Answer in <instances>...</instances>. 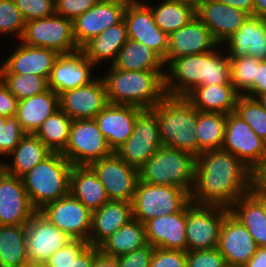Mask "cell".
Wrapping results in <instances>:
<instances>
[{"label": "cell", "mask_w": 266, "mask_h": 267, "mask_svg": "<svg viewBox=\"0 0 266 267\" xmlns=\"http://www.w3.org/2000/svg\"><path fill=\"white\" fill-rule=\"evenodd\" d=\"M252 181L253 171L232 153L223 149L202 152L196 157L191 201L230 209L250 192Z\"/></svg>", "instance_id": "cell-1"}, {"label": "cell", "mask_w": 266, "mask_h": 267, "mask_svg": "<svg viewBox=\"0 0 266 267\" xmlns=\"http://www.w3.org/2000/svg\"><path fill=\"white\" fill-rule=\"evenodd\" d=\"M108 72L102 79L110 104L129 105L148 110L167 95L166 71H124L111 66Z\"/></svg>", "instance_id": "cell-2"}, {"label": "cell", "mask_w": 266, "mask_h": 267, "mask_svg": "<svg viewBox=\"0 0 266 267\" xmlns=\"http://www.w3.org/2000/svg\"><path fill=\"white\" fill-rule=\"evenodd\" d=\"M151 110L156 114L163 145L198 157L197 109L185 97L166 95Z\"/></svg>", "instance_id": "cell-3"}, {"label": "cell", "mask_w": 266, "mask_h": 267, "mask_svg": "<svg viewBox=\"0 0 266 267\" xmlns=\"http://www.w3.org/2000/svg\"><path fill=\"white\" fill-rule=\"evenodd\" d=\"M72 164L59 152H52L21 177L29 201L36 210L70 193Z\"/></svg>", "instance_id": "cell-4"}, {"label": "cell", "mask_w": 266, "mask_h": 267, "mask_svg": "<svg viewBox=\"0 0 266 267\" xmlns=\"http://www.w3.org/2000/svg\"><path fill=\"white\" fill-rule=\"evenodd\" d=\"M196 157L162 145L139 169V179L152 185L175 186L190 195L195 183Z\"/></svg>", "instance_id": "cell-5"}, {"label": "cell", "mask_w": 266, "mask_h": 267, "mask_svg": "<svg viewBox=\"0 0 266 267\" xmlns=\"http://www.w3.org/2000/svg\"><path fill=\"white\" fill-rule=\"evenodd\" d=\"M190 201L191 195L183 189L152 185L139 179L132 201L133 219L144 224L150 219L177 213Z\"/></svg>", "instance_id": "cell-6"}, {"label": "cell", "mask_w": 266, "mask_h": 267, "mask_svg": "<svg viewBox=\"0 0 266 267\" xmlns=\"http://www.w3.org/2000/svg\"><path fill=\"white\" fill-rule=\"evenodd\" d=\"M20 40L30 46L55 50L60 55L80 50L73 35V21L57 14L27 21Z\"/></svg>", "instance_id": "cell-7"}, {"label": "cell", "mask_w": 266, "mask_h": 267, "mask_svg": "<svg viewBox=\"0 0 266 267\" xmlns=\"http://www.w3.org/2000/svg\"><path fill=\"white\" fill-rule=\"evenodd\" d=\"M229 209L219 206L186 205L187 251L218 248L220 230Z\"/></svg>", "instance_id": "cell-8"}, {"label": "cell", "mask_w": 266, "mask_h": 267, "mask_svg": "<svg viewBox=\"0 0 266 267\" xmlns=\"http://www.w3.org/2000/svg\"><path fill=\"white\" fill-rule=\"evenodd\" d=\"M112 153L95 119L72 120L69 141L61 153L72 165H90Z\"/></svg>", "instance_id": "cell-9"}, {"label": "cell", "mask_w": 266, "mask_h": 267, "mask_svg": "<svg viewBox=\"0 0 266 267\" xmlns=\"http://www.w3.org/2000/svg\"><path fill=\"white\" fill-rule=\"evenodd\" d=\"M215 49L196 55L174 58L165 73V90L168 96L186 97L198 86H205L208 81L210 61L218 54Z\"/></svg>", "instance_id": "cell-10"}, {"label": "cell", "mask_w": 266, "mask_h": 267, "mask_svg": "<svg viewBox=\"0 0 266 267\" xmlns=\"http://www.w3.org/2000/svg\"><path fill=\"white\" fill-rule=\"evenodd\" d=\"M162 145L156 114L148 109L138 115L132 134L115 153L139 170Z\"/></svg>", "instance_id": "cell-11"}, {"label": "cell", "mask_w": 266, "mask_h": 267, "mask_svg": "<svg viewBox=\"0 0 266 267\" xmlns=\"http://www.w3.org/2000/svg\"><path fill=\"white\" fill-rule=\"evenodd\" d=\"M222 149L254 171L266 159V142L235 112L227 114Z\"/></svg>", "instance_id": "cell-12"}, {"label": "cell", "mask_w": 266, "mask_h": 267, "mask_svg": "<svg viewBox=\"0 0 266 267\" xmlns=\"http://www.w3.org/2000/svg\"><path fill=\"white\" fill-rule=\"evenodd\" d=\"M105 188L110 200L134 199L139 170L128 165L115 152L89 165Z\"/></svg>", "instance_id": "cell-13"}, {"label": "cell", "mask_w": 266, "mask_h": 267, "mask_svg": "<svg viewBox=\"0 0 266 267\" xmlns=\"http://www.w3.org/2000/svg\"><path fill=\"white\" fill-rule=\"evenodd\" d=\"M38 211L72 239L88 242L92 212L71 193L45 204Z\"/></svg>", "instance_id": "cell-14"}, {"label": "cell", "mask_w": 266, "mask_h": 267, "mask_svg": "<svg viewBox=\"0 0 266 267\" xmlns=\"http://www.w3.org/2000/svg\"><path fill=\"white\" fill-rule=\"evenodd\" d=\"M25 233L29 261L44 264L52 254L72 240L38 210L25 224Z\"/></svg>", "instance_id": "cell-15"}, {"label": "cell", "mask_w": 266, "mask_h": 267, "mask_svg": "<svg viewBox=\"0 0 266 267\" xmlns=\"http://www.w3.org/2000/svg\"><path fill=\"white\" fill-rule=\"evenodd\" d=\"M128 38L146 45L157 53L167 64L168 38L154 22L151 9L139 1L128 4L124 12Z\"/></svg>", "instance_id": "cell-16"}, {"label": "cell", "mask_w": 266, "mask_h": 267, "mask_svg": "<svg viewBox=\"0 0 266 267\" xmlns=\"http://www.w3.org/2000/svg\"><path fill=\"white\" fill-rule=\"evenodd\" d=\"M108 104L102 78L59 94V108L72 120L94 119Z\"/></svg>", "instance_id": "cell-17"}, {"label": "cell", "mask_w": 266, "mask_h": 267, "mask_svg": "<svg viewBox=\"0 0 266 267\" xmlns=\"http://www.w3.org/2000/svg\"><path fill=\"white\" fill-rule=\"evenodd\" d=\"M126 4L117 1L98 0L82 15L73 20V35L79 48L107 28L124 19Z\"/></svg>", "instance_id": "cell-18"}, {"label": "cell", "mask_w": 266, "mask_h": 267, "mask_svg": "<svg viewBox=\"0 0 266 267\" xmlns=\"http://www.w3.org/2000/svg\"><path fill=\"white\" fill-rule=\"evenodd\" d=\"M257 247L247 228L228 212L221 226L218 244L227 267H243Z\"/></svg>", "instance_id": "cell-19"}, {"label": "cell", "mask_w": 266, "mask_h": 267, "mask_svg": "<svg viewBox=\"0 0 266 267\" xmlns=\"http://www.w3.org/2000/svg\"><path fill=\"white\" fill-rule=\"evenodd\" d=\"M36 211L22 179L5 171L0 176V225H25Z\"/></svg>", "instance_id": "cell-20"}, {"label": "cell", "mask_w": 266, "mask_h": 267, "mask_svg": "<svg viewBox=\"0 0 266 267\" xmlns=\"http://www.w3.org/2000/svg\"><path fill=\"white\" fill-rule=\"evenodd\" d=\"M195 16L210 30L221 46L249 17L244 11L215 0H202L195 8Z\"/></svg>", "instance_id": "cell-21"}, {"label": "cell", "mask_w": 266, "mask_h": 267, "mask_svg": "<svg viewBox=\"0 0 266 267\" xmlns=\"http://www.w3.org/2000/svg\"><path fill=\"white\" fill-rule=\"evenodd\" d=\"M95 66L79 50L71 54H61L55 61L48 87L56 94L89 84L92 79L91 71Z\"/></svg>", "instance_id": "cell-22"}, {"label": "cell", "mask_w": 266, "mask_h": 267, "mask_svg": "<svg viewBox=\"0 0 266 267\" xmlns=\"http://www.w3.org/2000/svg\"><path fill=\"white\" fill-rule=\"evenodd\" d=\"M217 46L220 45L210 30L195 16L188 24L169 35L167 64L174 58L207 53Z\"/></svg>", "instance_id": "cell-23"}, {"label": "cell", "mask_w": 266, "mask_h": 267, "mask_svg": "<svg viewBox=\"0 0 266 267\" xmlns=\"http://www.w3.org/2000/svg\"><path fill=\"white\" fill-rule=\"evenodd\" d=\"M60 54L52 49L34 47L21 42L0 66V74H35L50 77L53 65Z\"/></svg>", "instance_id": "cell-24"}, {"label": "cell", "mask_w": 266, "mask_h": 267, "mask_svg": "<svg viewBox=\"0 0 266 267\" xmlns=\"http://www.w3.org/2000/svg\"><path fill=\"white\" fill-rule=\"evenodd\" d=\"M143 110L129 105L108 104L94 118L110 149L115 152L133 132L138 115Z\"/></svg>", "instance_id": "cell-25"}, {"label": "cell", "mask_w": 266, "mask_h": 267, "mask_svg": "<svg viewBox=\"0 0 266 267\" xmlns=\"http://www.w3.org/2000/svg\"><path fill=\"white\" fill-rule=\"evenodd\" d=\"M148 243L154 248L187 251L186 206L179 212L144 223Z\"/></svg>", "instance_id": "cell-26"}, {"label": "cell", "mask_w": 266, "mask_h": 267, "mask_svg": "<svg viewBox=\"0 0 266 267\" xmlns=\"http://www.w3.org/2000/svg\"><path fill=\"white\" fill-rule=\"evenodd\" d=\"M229 59H238L245 56H252L261 60L266 59V20L249 16L229 39Z\"/></svg>", "instance_id": "cell-27"}, {"label": "cell", "mask_w": 266, "mask_h": 267, "mask_svg": "<svg viewBox=\"0 0 266 267\" xmlns=\"http://www.w3.org/2000/svg\"><path fill=\"white\" fill-rule=\"evenodd\" d=\"M133 219L132 203L110 200L91 214L88 243L98 247L116 230Z\"/></svg>", "instance_id": "cell-28"}, {"label": "cell", "mask_w": 266, "mask_h": 267, "mask_svg": "<svg viewBox=\"0 0 266 267\" xmlns=\"http://www.w3.org/2000/svg\"><path fill=\"white\" fill-rule=\"evenodd\" d=\"M59 109V95L50 88L18 101L16 118L26 134H35L42 123Z\"/></svg>", "instance_id": "cell-29"}, {"label": "cell", "mask_w": 266, "mask_h": 267, "mask_svg": "<svg viewBox=\"0 0 266 267\" xmlns=\"http://www.w3.org/2000/svg\"><path fill=\"white\" fill-rule=\"evenodd\" d=\"M240 94L233 84L198 86L185 98L201 112L229 114L235 112Z\"/></svg>", "instance_id": "cell-30"}, {"label": "cell", "mask_w": 266, "mask_h": 267, "mask_svg": "<svg viewBox=\"0 0 266 267\" xmlns=\"http://www.w3.org/2000/svg\"><path fill=\"white\" fill-rule=\"evenodd\" d=\"M70 193L91 212L110 201L105 188L89 165H72Z\"/></svg>", "instance_id": "cell-31"}, {"label": "cell", "mask_w": 266, "mask_h": 267, "mask_svg": "<svg viewBox=\"0 0 266 267\" xmlns=\"http://www.w3.org/2000/svg\"><path fill=\"white\" fill-rule=\"evenodd\" d=\"M128 31L125 20L104 30L99 35L85 43L80 51L94 65L104 60L115 61L119 50L128 41Z\"/></svg>", "instance_id": "cell-32"}, {"label": "cell", "mask_w": 266, "mask_h": 267, "mask_svg": "<svg viewBox=\"0 0 266 267\" xmlns=\"http://www.w3.org/2000/svg\"><path fill=\"white\" fill-rule=\"evenodd\" d=\"M229 212L247 228L258 247H266V211L251 191L240 197Z\"/></svg>", "instance_id": "cell-33"}, {"label": "cell", "mask_w": 266, "mask_h": 267, "mask_svg": "<svg viewBox=\"0 0 266 267\" xmlns=\"http://www.w3.org/2000/svg\"><path fill=\"white\" fill-rule=\"evenodd\" d=\"M111 66L124 71L163 70L164 60L142 43L128 39Z\"/></svg>", "instance_id": "cell-34"}, {"label": "cell", "mask_w": 266, "mask_h": 267, "mask_svg": "<svg viewBox=\"0 0 266 267\" xmlns=\"http://www.w3.org/2000/svg\"><path fill=\"white\" fill-rule=\"evenodd\" d=\"M148 244L145 225L135 219L116 230L98 249L102 254L118 257Z\"/></svg>", "instance_id": "cell-35"}, {"label": "cell", "mask_w": 266, "mask_h": 267, "mask_svg": "<svg viewBox=\"0 0 266 267\" xmlns=\"http://www.w3.org/2000/svg\"><path fill=\"white\" fill-rule=\"evenodd\" d=\"M51 153L35 134H26L10 154L13 161L11 165L5 164V171L21 178Z\"/></svg>", "instance_id": "cell-36"}, {"label": "cell", "mask_w": 266, "mask_h": 267, "mask_svg": "<svg viewBox=\"0 0 266 267\" xmlns=\"http://www.w3.org/2000/svg\"><path fill=\"white\" fill-rule=\"evenodd\" d=\"M25 225H0V267H19L29 261Z\"/></svg>", "instance_id": "cell-37"}, {"label": "cell", "mask_w": 266, "mask_h": 267, "mask_svg": "<svg viewBox=\"0 0 266 267\" xmlns=\"http://www.w3.org/2000/svg\"><path fill=\"white\" fill-rule=\"evenodd\" d=\"M226 121L227 114L197 110L195 133L198 142V156L202 152L222 149Z\"/></svg>", "instance_id": "cell-38"}, {"label": "cell", "mask_w": 266, "mask_h": 267, "mask_svg": "<svg viewBox=\"0 0 266 267\" xmlns=\"http://www.w3.org/2000/svg\"><path fill=\"white\" fill-rule=\"evenodd\" d=\"M156 8L147 5L156 25L168 36L188 24L195 17V8L175 0H164Z\"/></svg>", "instance_id": "cell-39"}, {"label": "cell", "mask_w": 266, "mask_h": 267, "mask_svg": "<svg viewBox=\"0 0 266 267\" xmlns=\"http://www.w3.org/2000/svg\"><path fill=\"white\" fill-rule=\"evenodd\" d=\"M72 119L60 108L49 116L35 135L52 151L62 153L69 141Z\"/></svg>", "instance_id": "cell-40"}, {"label": "cell", "mask_w": 266, "mask_h": 267, "mask_svg": "<svg viewBox=\"0 0 266 267\" xmlns=\"http://www.w3.org/2000/svg\"><path fill=\"white\" fill-rule=\"evenodd\" d=\"M0 79L19 101L49 89L48 80L35 74H0Z\"/></svg>", "instance_id": "cell-41"}, {"label": "cell", "mask_w": 266, "mask_h": 267, "mask_svg": "<svg viewBox=\"0 0 266 267\" xmlns=\"http://www.w3.org/2000/svg\"><path fill=\"white\" fill-rule=\"evenodd\" d=\"M235 113L241 117L266 142V110L256 98L240 95Z\"/></svg>", "instance_id": "cell-42"}, {"label": "cell", "mask_w": 266, "mask_h": 267, "mask_svg": "<svg viewBox=\"0 0 266 267\" xmlns=\"http://www.w3.org/2000/svg\"><path fill=\"white\" fill-rule=\"evenodd\" d=\"M231 61V83L240 95H246L251 90L254 78H256L257 65L261 59L245 56Z\"/></svg>", "instance_id": "cell-43"}, {"label": "cell", "mask_w": 266, "mask_h": 267, "mask_svg": "<svg viewBox=\"0 0 266 267\" xmlns=\"http://www.w3.org/2000/svg\"><path fill=\"white\" fill-rule=\"evenodd\" d=\"M26 21L14 0H0V34H15L21 39Z\"/></svg>", "instance_id": "cell-44"}, {"label": "cell", "mask_w": 266, "mask_h": 267, "mask_svg": "<svg viewBox=\"0 0 266 267\" xmlns=\"http://www.w3.org/2000/svg\"><path fill=\"white\" fill-rule=\"evenodd\" d=\"M89 245L87 241L72 239L52 254L45 265L46 267H68Z\"/></svg>", "instance_id": "cell-45"}, {"label": "cell", "mask_w": 266, "mask_h": 267, "mask_svg": "<svg viewBox=\"0 0 266 267\" xmlns=\"http://www.w3.org/2000/svg\"><path fill=\"white\" fill-rule=\"evenodd\" d=\"M25 135L17 118L7 117L0 127V155L9 156Z\"/></svg>", "instance_id": "cell-46"}, {"label": "cell", "mask_w": 266, "mask_h": 267, "mask_svg": "<svg viewBox=\"0 0 266 267\" xmlns=\"http://www.w3.org/2000/svg\"><path fill=\"white\" fill-rule=\"evenodd\" d=\"M14 2L26 22L56 14L55 0H14Z\"/></svg>", "instance_id": "cell-47"}, {"label": "cell", "mask_w": 266, "mask_h": 267, "mask_svg": "<svg viewBox=\"0 0 266 267\" xmlns=\"http://www.w3.org/2000/svg\"><path fill=\"white\" fill-rule=\"evenodd\" d=\"M187 267H227L218 248L186 251Z\"/></svg>", "instance_id": "cell-48"}, {"label": "cell", "mask_w": 266, "mask_h": 267, "mask_svg": "<svg viewBox=\"0 0 266 267\" xmlns=\"http://www.w3.org/2000/svg\"><path fill=\"white\" fill-rule=\"evenodd\" d=\"M231 83V61L228 55L218 53L209 63L208 81L206 85Z\"/></svg>", "instance_id": "cell-49"}, {"label": "cell", "mask_w": 266, "mask_h": 267, "mask_svg": "<svg viewBox=\"0 0 266 267\" xmlns=\"http://www.w3.org/2000/svg\"><path fill=\"white\" fill-rule=\"evenodd\" d=\"M149 267H187L186 252L154 248Z\"/></svg>", "instance_id": "cell-50"}, {"label": "cell", "mask_w": 266, "mask_h": 267, "mask_svg": "<svg viewBox=\"0 0 266 267\" xmlns=\"http://www.w3.org/2000/svg\"><path fill=\"white\" fill-rule=\"evenodd\" d=\"M97 2L98 0H55V12L73 21Z\"/></svg>", "instance_id": "cell-51"}, {"label": "cell", "mask_w": 266, "mask_h": 267, "mask_svg": "<svg viewBox=\"0 0 266 267\" xmlns=\"http://www.w3.org/2000/svg\"><path fill=\"white\" fill-rule=\"evenodd\" d=\"M154 247L149 243L130 253L117 257L119 267H149Z\"/></svg>", "instance_id": "cell-52"}, {"label": "cell", "mask_w": 266, "mask_h": 267, "mask_svg": "<svg viewBox=\"0 0 266 267\" xmlns=\"http://www.w3.org/2000/svg\"><path fill=\"white\" fill-rule=\"evenodd\" d=\"M18 101L19 100L8 90L0 79V116H16Z\"/></svg>", "instance_id": "cell-53"}, {"label": "cell", "mask_w": 266, "mask_h": 267, "mask_svg": "<svg viewBox=\"0 0 266 267\" xmlns=\"http://www.w3.org/2000/svg\"><path fill=\"white\" fill-rule=\"evenodd\" d=\"M261 94H266V59L261 60L260 65H257L256 78L251 85V90L245 96L256 98Z\"/></svg>", "instance_id": "cell-54"}, {"label": "cell", "mask_w": 266, "mask_h": 267, "mask_svg": "<svg viewBox=\"0 0 266 267\" xmlns=\"http://www.w3.org/2000/svg\"><path fill=\"white\" fill-rule=\"evenodd\" d=\"M95 247L89 245L68 267H93Z\"/></svg>", "instance_id": "cell-55"}, {"label": "cell", "mask_w": 266, "mask_h": 267, "mask_svg": "<svg viewBox=\"0 0 266 267\" xmlns=\"http://www.w3.org/2000/svg\"><path fill=\"white\" fill-rule=\"evenodd\" d=\"M93 267H119L117 257L102 254L98 247H95V258Z\"/></svg>", "instance_id": "cell-56"}, {"label": "cell", "mask_w": 266, "mask_h": 267, "mask_svg": "<svg viewBox=\"0 0 266 267\" xmlns=\"http://www.w3.org/2000/svg\"><path fill=\"white\" fill-rule=\"evenodd\" d=\"M215 1L232 6L236 9L244 11L249 16H253L254 0H215Z\"/></svg>", "instance_id": "cell-57"}, {"label": "cell", "mask_w": 266, "mask_h": 267, "mask_svg": "<svg viewBox=\"0 0 266 267\" xmlns=\"http://www.w3.org/2000/svg\"><path fill=\"white\" fill-rule=\"evenodd\" d=\"M243 267H266V247H257L255 254Z\"/></svg>", "instance_id": "cell-58"}, {"label": "cell", "mask_w": 266, "mask_h": 267, "mask_svg": "<svg viewBox=\"0 0 266 267\" xmlns=\"http://www.w3.org/2000/svg\"><path fill=\"white\" fill-rule=\"evenodd\" d=\"M252 186L266 188V159L253 171Z\"/></svg>", "instance_id": "cell-59"}, {"label": "cell", "mask_w": 266, "mask_h": 267, "mask_svg": "<svg viewBox=\"0 0 266 267\" xmlns=\"http://www.w3.org/2000/svg\"><path fill=\"white\" fill-rule=\"evenodd\" d=\"M253 16L266 20V0H254Z\"/></svg>", "instance_id": "cell-60"}, {"label": "cell", "mask_w": 266, "mask_h": 267, "mask_svg": "<svg viewBox=\"0 0 266 267\" xmlns=\"http://www.w3.org/2000/svg\"><path fill=\"white\" fill-rule=\"evenodd\" d=\"M250 191L261 201L266 211V188L262 186H251Z\"/></svg>", "instance_id": "cell-61"}, {"label": "cell", "mask_w": 266, "mask_h": 267, "mask_svg": "<svg viewBox=\"0 0 266 267\" xmlns=\"http://www.w3.org/2000/svg\"><path fill=\"white\" fill-rule=\"evenodd\" d=\"M19 267H46V265L44 263L28 261L26 263H23Z\"/></svg>", "instance_id": "cell-62"}, {"label": "cell", "mask_w": 266, "mask_h": 267, "mask_svg": "<svg viewBox=\"0 0 266 267\" xmlns=\"http://www.w3.org/2000/svg\"><path fill=\"white\" fill-rule=\"evenodd\" d=\"M175 1L186 3L196 8L202 0H175Z\"/></svg>", "instance_id": "cell-63"}, {"label": "cell", "mask_w": 266, "mask_h": 267, "mask_svg": "<svg viewBox=\"0 0 266 267\" xmlns=\"http://www.w3.org/2000/svg\"><path fill=\"white\" fill-rule=\"evenodd\" d=\"M262 107L266 110V94H261L256 97Z\"/></svg>", "instance_id": "cell-64"}, {"label": "cell", "mask_w": 266, "mask_h": 267, "mask_svg": "<svg viewBox=\"0 0 266 267\" xmlns=\"http://www.w3.org/2000/svg\"><path fill=\"white\" fill-rule=\"evenodd\" d=\"M108 1H117V2H121V3L128 5V4L139 2L140 0H108Z\"/></svg>", "instance_id": "cell-65"}, {"label": "cell", "mask_w": 266, "mask_h": 267, "mask_svg": "<svg viewBox=\"0 0 266 267\" xmlns=\"http://www.w3.org/2000/svg\"><path fill=\"white\" fill-rule=\"evenodd\" d=\"M5 172V164L0 161V176Z\"/></svg>", "instance_id": "cell-66"}, {"label": "cell", "mask_w": 266, "mask_h": 267, "mask_svg": "<svg viewBox=\"0 0 266 267\" xmlns=\"http://www.w3.org/2000/svg\"><path fill=\"white\" fill-rule=\"evenodd\" d=\"M6 118L7 117L0 116V127H3V125L5 124Z\"/></svg>", "instance_id": "cell-67"}]
</instances>
